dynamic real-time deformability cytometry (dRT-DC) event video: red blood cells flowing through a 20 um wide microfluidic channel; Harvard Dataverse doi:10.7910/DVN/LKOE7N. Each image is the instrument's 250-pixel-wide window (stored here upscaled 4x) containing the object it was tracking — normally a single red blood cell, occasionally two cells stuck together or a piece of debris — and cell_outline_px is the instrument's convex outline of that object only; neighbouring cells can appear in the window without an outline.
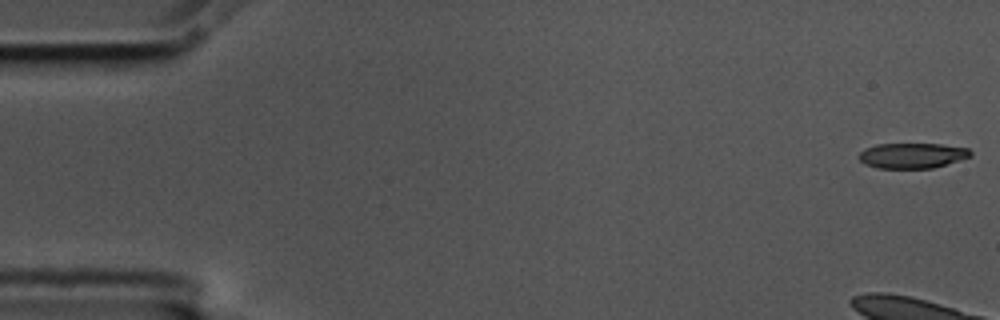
{"species": "common noctule bat (a hibernating species)", "species_latin": "Nyctalus noctula", "temperature_condition": "cold", "stored_images_in_passage": 10, "camera_frame_rate_fps": 3000, "um_per_image_px": 0.085, "animal": {"sex": "male", "body_mass_g": 17.5, "forearm_length_mm": 52.3}, "frame": {"image": 1, "passage_image": 1, "time_ms": 0.0, "image_size_px": [1000, 320], "cell_outline_px": [[972, 156], [932, 168], [876, 168], [864, 164], [856, 156], [864, 148], [876, 144], [940, 144], [968, 148], [972, 152]], "centroid_in_image_um": [77.49, 13.22], "position_along_channel_um": 7.5, "area_um2": 16.53}}